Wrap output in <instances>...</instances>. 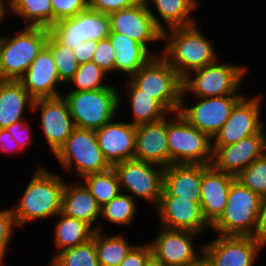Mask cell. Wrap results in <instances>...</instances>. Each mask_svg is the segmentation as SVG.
<instances>
[{
    "instance_id": "obj_24",
    "label": "cell",
    "mask_w": 266,
    "mask_h": 266,
    "mask_svg": "<svg viewBox=\"0 0 266 266\" xmlns=\"http://www.w3.org/2000/svg\"><path fill=\"white\" fill-rule=\"evenodd\" d=\"M209 165L171 164L164 169L161 196H180L200 203L202 173Z\"/></svg>"
},
{
    "instance_id": "obj_7",
    "label": "cell",
    "mask_w": 266,
    "mask_h": 266,
    "mask_svg": "<svg viewBox=\"0 0 266 266\" xmlns=\"http://www.w3.org/2000/svg\"><path fill=\"white\" fill-rule=\"evenodd\" d=\"M167 143L171 164L211 165L212 139L193 127L179 112L167 116Z\"/></svg>"
},
{
    "instance_id": "obj_4",
    "label": "cell",
    "mask_w": 266,
    "mask_h": 266,
    "mask_svg": "<svg viewBox=\"0 0 266 266\" xmlns=\"http://www.w3.org/2000/svg\"><path fill=\"white\" fill-rule=\"evenodd\" d=\"M231 62L223 63L218 59L213 64L188 73L183 77L182 98H188L190 94L191 97L246 95L240 89L250 66Z\"/></svg>"
},
{
    "instance_id": "obj_17",
    "label": "cell",
    "mask_w": 266,
    "mask_h": 266,
    "mask_svg": "<svg viewBox=\"0 0 266 266\" xmlns=\"http://www.w3.org/2000/svg\"><path fill=\"white\" fill-rule=\"evenodd\" d=\"M158 227L156 237L146 242L150 244L152 253L166 266H182L203 255L204 241L197 246L195 244H198V238L204 235L187 230L167 229L159 225Z\"/></svg>"
},
{
    "instance_id": "obj_39",
    "label": "cell",
    "mask_w": 266,
    "mask_h": 266,
    "mask_svg": "<svg viewBox=\"0 0 266 266\" xmlns=\"http://www.w3.org/2000/svg\"><path fill=\"white\" fill-rule=\"evenodd\" d=\"M18 229L11 207L0 210V258L7 259L8 248H10L12 238Z\"/></svg>"
},
{
    "instance_id": "obj_25",
    "label": "cell",
    "mask_w": 266,
    "mask_h": 266,
    "mask_svg": "<svg viewBox=\"0 0 266 266\" xmlns=\"http://www.w3.org/2000/svg\"><path fill=\"white\" fill-rule=\"evenodd\" d=\"M68 181L64 184L61 212L99 230L101 206L81 180L69 181L71 184Z\"/></svg>"
},
{
    "instance_id": "obj_21",
    "label": "cell",
    "mask_w": 266,
    "mask_h": 266,
    "mask_svg": "<svg viewBox=\"0 0 266 266\" xmlns=\"http://www.w3.org/2000/svg\"><path fill=\"white\" fill-rule=\"evenodd\" d=\"M98 145L105 159L113 166L134 159L136 126L117 117L95 131Z\"/></svg>"
},
{
    "instance_id": "obj_3",
    "label": "cell",
    "mask_w": 266,
    "mask_h": 266,
    "mask_svg": "<svg viewBox=\"0 0 266 266\" xmlns=\"http://www.w3.org/2000/svg\"><path fill=\"white\" fill-rule=\"evenodd\" d=\"M120 92L117 84H112L92 91H63L62 96L67 101L75 127L96 131L119 117V109L123 110L121 107L125 104L122 102L124 93Z\"/></svg>"
},
{
    "instance_id": "obj_13",
    "label": "cell",
    "mask_w": 266,
    "mask_h": 266,
    "mask_svg": "<svg viewBox=\"0 0 266 266\" xmlns=\"http://www.w3.org/2000/svg\"><path fill=\"white\" fill-rule=\"evenodd\" d=\"M244 96L193 97L194 104L191 105L186 102L187 98H182L178 112L193 127L213 139L228 120L234 106Z\"/></svg>"
},
{
    "instance_id": "obj_40",
    "label": "cell",
    "mask_w": 266,
    "mask_h": 266,
    "mask_svg": "<svg viewBox=\"0 0 266 266\" xmlns=\"http://www.w3.org/2000/svg\"><path fill=\"white\" fill-rule=\"evenodd\" d=\"M53 24L56 21L76 16L89 7V0H51Z\"/></svg>"
},
{
    "instance_id": "obj_46",
    "label": "cell",
    "mask_w": 266,
    "mask_h": 266,
    "mask_svg": "<svg viewBox=\"0 0 266 266\" xmlns=\"http://www.w3.org/2000/svg\"><path fill=\"white\" fill-rule=\"evenodd\" d=\"M0 151L4 154H13V152L23 153L17 142L14 140V138H12L11 133L5 128L0 129Z\"/></svg>"
},
{
    "instance_id": "obj_49",
    "label": "cell",
    "mask_w": 266,
    "mask_h": 266,
    "mask_svg": "<svg viewBox=\"0 0 266 266\" xmlns=\"http://www.w3.org/2000/svg\"><path fill=\"white\" fill-rule=\"evenodd\" d=\"M144 266H166V265L152 253L146 259Z\"/></svg>"
},
{
    "instance_id": "obj_10",
    "label": "cell",
    "mask_w": 266,
    "mask_h": 266,
    "mask_svg": "<svg viewBox=\"0 0 266 266\" xmlns=\"http://www.w3.org/2000/svg\"><path fill=\"white\" fill-rule=\"evenodd\" d=\"M112 167L122 192L136 201L143 200L149 204L147 207H152V211L158 206L163 190L164 167L135 159L116 163Z\"/></svg>"
},
{
    "instance_id": "obj_36",
    "label": "cell",
    "mask_w": 266,
    "mask_h": 266,
    "mask_svg": "<svg viewBox=\"0 0 266 266\" xmlns=\"http://www.w3.org/2000/svg\"><path fill=\"white\" fill-rule=\"evenodd\" d=\"M48 266H100L94 242V234L88 242L58 253Z\"/></svg>"
},
{
    "instance_id": "obj_26",
    "label": "cell",
    "mask_w": 266,
    "mask_h": 266,
    "mask_svg": "<svg viewBox=\"0 0 266 266\" xmlns=\"http://www.w3.org/2000/svg\"><path fill=\"white\" fill-rule=\"evenodd\" d=\"M156 25L166 31L174 27L189 26L197 23L195 11L201 0H144ZM194 14V15H193Z\"/></svg>"
},
{
    "instance_id": "obj_12",
    "label": "cell",
    "mask_w": 266,
    "mask_h": 266,
    "mask_svg": "<svg viewBox=\"0 0 266 266\" xmlns=\"http://www.w3.org/2000/svg\"><path fill=\"white\" fill-rule=\"evenodd\" d=\"M258 93L254 96L245 95L232 109L228 120L212 139V146L235 144L243 138L259 134L266 126L261 117L264 97Z\"/></svg>"
},
{
    "instance_id": "obj_8",
    "label": "cell",
    "mask_w": 266,
    "mask_h": 266,
    "mask_svg": "<svg viewBox=\"0 0 266 266\" xmlns=\"http://www.w3.org/2000/svg\"><path fill=\"white\" fill-rule=\"evenodd\" d=\"M129 79L169 113L179 111L183 78L161 55L153 56Z\"/></svg>"
},
{
    "instance_id": "obj_34",
    "label": "cell",
    "mask_w": 266,
    "mask_h": 266,
    "mask_svg": "<svg viewBox=\"0 0 266 266\" xmlns=\"http://www.w3.org/2000/svg\"><path fill=\"white\" fill-rule=\"evenodd\" d=\"M80 180L101 207L122 192L113 167L103 172L88 174Z\"/></svg>"
},
{
    "instance_id": "obj_38",
    "label": "cell",
    "mask_w": 266,
    "mask_h": 266,
    "mask_svg": "<svg viewBox=\"0 0 266 266\" xmlns=\"http://www.w3.org/2000/svg\"><path fill=\"white\" fill-rule=\"evenodd\" d=\"M235 179L261 198L266 197V153L241 171Z\"/></svg>"
},
{
    "instance_id": "obj_43",
    "label": "cell",
    "mask_w": 266,
    "mask_h": 266,
    "mask_svg": "<svg viewBox=\"0 0 266 266\" xmlns=\"http://www.w3.org/2000/svg\"><path fill=\"white\" fill-rule=\"evenodd\" d=\"M143 0H89V7L104 14L133 7Z\"/></svg>"
},
{
    "instance_id": "obj_2",
    "label": "cell",
    "mask_w": 266,
    "mask_h": 266,
    "mask_svg": "<svg viewBox=\"0 0 266 266\" xmlns=\"http://www.w3.org/2000/svg\"><path fill=\"white\" fill-rule=\"evenodd\" d=\"M195 24L163 31L161 56L183 78L193 70L215 63L219 57L214 41Z\"/></svg>"
},
{
    "instance_id": "obj_42",
    "label": "cell",
    "mask_w": 266,
    "mask_h": 266,
    "mask_svg": "<svg viewBox=\"0 0 266 266\" xmlns=\"http://www.w3.org/2000/svg\"><path fill=\"white\" fill-rule=\"evenodd\" d=\"M31 120H20L13 123L11 126L5 129L11 133L12 138L17 142L20 149L24 152L34 144L33 140V127ZM32 130V131H31ZM32 134V135H31ZM25 149V150H24Z\"/></svg>"
},
{
    "instance_id": "obj_11",
    "label": "cell",
    "mask_w": 266,
    "mask_h": 266,
    "mask_svg": "<svg viewBox=\"0 0 266 266\" xmlns=\"http://www.w3.org/2000/svg\"><path fill=\"white\" fill-rule=\"evenodd\" d=\"M49 33L62 45L71 50L86 40L100 41L110 36V20L108 14L90 7L74 17L56 21Z\"/></svg>"
},
{
    "instance_id": "obj_51",
    "label": "cell",
    "mask_w": 266,
    "mask_h": 266,
    "mask_svg": "<svg viewBox=\"0 0 266 266\" xmlns=\"http://www.w3.org/2000/svg\"><path fill=\"white\" fill-rule=\"evenodd\" d=\"M6 260L0 258V266H6Z\"/></svg>"
},
{
    "instance_id": "obj_47",
    "label": "cell",
    "mask_w": 266,
    "mask_h": 266,
    "mask_svg": "<svg viewBox=\"0 0 266 266\" xmlns=\"http://www.w3.org/2000/svg\"><path fill=\"white\" fill-rule=\"evenodd\" d=\"M254 237L266 248V197L262 198L259 224Z\"/></svg>"
},
{
    "instance_id": "obj_32",
    "label": "cell",
    "mask_w": 266,
    "mask_h": 266,
    "mask_svg": "<svg viewBox=\"0 0 266 266\" xmlns=\"http://www.w3.org/2000/svg\"><path fill=\"white\" fill-rule=\"evenodd\" d=\"M10 16L22 19L21 26L49 29L53 25L51 0H10Z\"/></svg>"
},
{
    "instance_id": "obj_18",
    "label": "cell",
    "mask_w": 266,
    "mask_h": 266,
    "mask_svg": "<svg viewBox=\"0 0 266 266\" xmlns=\"http://www.w3.org/2000/svg\"><path fill=\"white\" fill-rule=\"evenodd\" d=\"M161 227L205 234L211 226L203 217L201 203L180 196H161L153 210ZM209 230V231H208ZM205 232V233H204Z\"/></svg>"
},
{
    "instance_id": "obj_14",
    "label": "cell",
    "mask_w": 266,
    "mask_h": 266,
    "mask_svg": "<svg viewBox=\"0 0 266 266\" xmlns=\"http://www.w3.org/2000/svg\"><path fill=\"white\" fill-rule=\"evenodd\" d=\"M108 16L110 33L125 35L143 45L153 56L161 55L158 52L159 49L155 47L153 50L151 46L152 43L163 44L161 43L163 31L156 25L144 0L133 7L110 13Z\"/></svg>"
},
{
    "instance_id": "obj_15",
    "label": "cell",
    "mask_w": 266,
    "mask_h": 266,
    "mask_svg": "<svg viewBox=\"0 0 266 266\" xmlns=\"http://www.w3.org/2000/svg\"><path fill=\"white\" fill-rule=\"evenodd\" d=\"M263 250L254 236L216 235L204 242L203 254L210 266H255Z\"/></svg>"
},
{
    "instance_id": "obj_30",
    "label": "cell",
    "mask_w": 266,
    "mask_h": 266,
    "mask_svg": "<svg viewBox=\"0 0 266 266\" xmlns=\"http://www.w3.org/2000/svg\"><path fill=\"white\" fill-rule=\"evenodd\" d=\"M54 218L53 246L56 248L54 257L69 248L84 244L92 239L94 229L82 220L69 217L59 212Z\"/></svg>"
},
{
    "instance_id": "obj_45",
    "label": "cell",
    "mask_w": 266,
    "mask_h": 266,
    "mask_svg": "<svg viewBox=\"0 0 266 266\" xmlns=\"http://www.w3.org/2000/svg\"><path fill=\"white\" fill-rule=\"evenodd\" d=\"M97 48V41L86 40L73 49V53L79 64L91 62L94 51Z\"/></svg>"
},
{
    "instance_id": "obj_27",
    "label": "cell",
    "mask_w": 266,
    "mask_h": 266,
    "mask_svg": "<svg viewBox=\"0 0 266 266\" xmlns=\"http://www.w3.org/2000/svg\"><path fill=\"white\" fill-rule=\"evenodd\" d=\"M34 100L19 80H0V129L28 120L25 114L33 112Z\"/></svg>"
},
{
    "instance_id": "obj_9",
    "label": "cell",
    "mask_w": 266,
    "mask_h": 266,
    "mask_svg": "<svg viewBox=\"0 0 266 266\" xmlns=\"http://www.w3.org/2000/svg\"><path fill=\"white\" fill-rule=\"evenodd\" d=\"M54 156L63 168L62 172L74 171L78 180L112 167L98 145L94 130L76 127Z\"/></svg>"
},
{
    "instance_id": "obj_6",
    "label": "cell",
    "mask_w": 266,
    "mask_h": 266,
    "mask_svg": "<svg viewBox=\"0 0 266 266\" xmlns=\"http://www.w3.org/2000/svg\"><path fill=\"white\" fill-rule=\"evenodd\" d=\"M262 198L234 179L223 214L211 226L215 235L255 236Z\"/></svg>"
},
{
    "instance_id": "obj_1",
    "label": "cell",
    "mask_w": 266,
    "mask_h": 266,
    "mask_svg": "<svg viewBox=\"0 0 266 266\" xmlns=\"http://www.w3.org/2000/svg\"><path fill=\"white\" fill-rule=\"evenodd\" d=\"M35 168L22 196L11 207L18 229H24L26 224L30 225L34 221L54 219L62 210L65 177L50 171L45 165Z\"/></svg>"
},
{
    "instance_id": "obj_48",
    "label": "cell",
    "mask_w": 266,
    "mask_h": 266,
    "mask_svg": "<svg viewBox=\"0 0 266 266\" xmlns=\"http://www.w3.org/2000/svg\"><path fill=\"white\" fill-rule=\"evenodd\" d=\"M9 15H10V0H0V24H2L3 21L5 22L6 18L9 19L8 18L10 17Z\"/></svg>"
},
{
    "instance_id": "obj_37",
    "label": "cell",
    "mask_w": 266,
    "mask_h": 266,
    "mask_svg": "<svg viewBox=\"0 0 266 266\" xmlns=\"http://www.w3.org/2000/svg\"><path fill=\"white\" fill-rule=\"evenodd\" d=\"M46 47L51 51L60 81L66 86L79 68L73 50L60 44L50 33Z\"/></svg>"
},
{
    "instance_id": "obj_44",
    "label": "cell",
    "mask_w": 266,
    "mask_h": 266,
    "mask_svg": "<svg viewBox=\"0 0 266 266\" xmlns=\"http://www.w3.org/2000/svg\"><path fill=\"white\" fill-rule=\"evenodd\" d=\"M151 254L152 250L148 242L139 243L129 252L119 266H144L146 259Z\"/></svg>"
},
{
    "instance_id": "obj_33",
    "label": "cell",
    "mask_w": 266,
    "mask_h": 266,
    "mask_svg": "<svg viewBox=\"0 0 266 266\" xmlns=\"http://www.w3.org/2000/svg\"><path fill=\"white\" fill-rule=\"evenodd\" d=\"M139 206L138 201L134 200L129 194L121 192L101 207L100 218L104 219V223L102 221L99 224V230L105 232V227H102V225H107L106 222L122 227V229L123 226H133L136 215L140 213Z\"/></svg>"
},
{
    "instance_id": "obj_20",
    "label": "cell",
    "mask_w": 266,
    "mask_h": 266,
    "mask_svg": "<svg viewBox=\"0 0 266 266\" xmlns=\"http://www.w3.org/2000/svg\"><path fill=\"white\" fill-rule=\"evenodd\" d=\"M19 81L34 99L60 97L62 90L66 89L60 81L51 51L46 46ZM60 87L63 89L60 90Z\"/></svg>"
},
{
    "instance_id": "obj_23",
    "label": "cell",
    "mask_w": 266,
    "mask_h": 266,
    "mask_svg": "<svg viewBox=\"0 0 266 266\" xmlns=\"http://www.w3.org/2000/svg\"><path fill=\"white\" fill-rule=\"evenodd\" d=\"M234 179V176L218 171L212 165L203 171L200 203L203 217L210 226L223 214Z\"/></svg>"
},
{
    "instance_id": "obj_29",
    "label": "cell",
    "mask_w": 266,
    "mask_h": 266,
    "mask_svg": "<svg viewBox=\"0 0 266 266\" xmlns=\"http://www.w3.org/2000/svg\"><path fill=\"white\" fill-rule=\"evenodd\" d=\"M125 102L131 110L132 125L159 121L170 113L154 98L139 89L129 78L124 81ZM127 100V101H126Z\"/></svg>"
},
{
    "instance_id": "obj_28",
    "label": "cell",
    "mask_w": 266,
    "mask_h": 266,
    "mask_svg": "<svg viewBox=\"0 0 266 266\" xmlns=\"http://www.w3.org/2000/svg\"><path fill=\"white\" fill-rule=\"evenodd\" d=\"M109 39L115 51L114 73L118 72L120 78H130L153 57L143 45L125 35L110 33Z\"/></svg>"
},
{
    "instance_id": "obj_35",
    "label": "cell",
    "mask_w": 266,
    "mask_h": 266,
    "mask_svg": "<svg viewBox=\"0 0 266 266\" xmlns=\"http://www.w3.org/2000/svg\"><path fill=\"white\" fill-rule=\"evenodd\" d=\"M110 78L111 77H108V74L93 61L83 63L79 65L73 78L65 86L67 90L64 91H92L110 87L113 84L108 82Z\"/></svg>"
},
{
    "instance_id": "obj_31",
    "label": "cell",
    "mask_w": 266,
    "mask_h": 266,
    "mask_svg": "<svg viewBox=\"0 0 266 266\" xmlns=\"http://www.w3.org/2000/svg\"><path fill=\"white\" fill-rule=\"evenodd\" d=\"M125 235V236H124ZM125 233L109 234L94 231V242L100 266H119L129 252L137 245L131 243Z\"/></svg>"
},
{
    "instance_id": "obj_16",
    "label": "cell",
    "mask_w": 266,
    "mask_h": 266,
    "mask_svg": "<svg viewBox=\"0 0 266 266\" xmlns=\"http://www.w3.org/2000/svg\"><path fill=\"white\" fill-rule=\"evenodd\" d=\"M33 114L49 152L55 155L76 128L69 106L63 96L55 98H38L33 103ZM39 112V113H38ZM37 113V114H36Z\"/></svg>"
},
{
    "instance_id": "obj_5",
    "label": "cell",
    "mask_w": 266,
    "mask_h": 266,
    "mask_svg": "<svg viewBox=\"0 0 266 266\" xmlns=\"http://www.w3.org/2000/svg\"><path fill=\"white\" fill-rule=\"evenodd\" d=\"M3 34L0 37V80H19L46 46L49 29L21 26L14 33Z\"/></svg>"
},
{
    "instance_id": "obj_19",
    "label": "cell",
    "mask_w": 266,
    "mask_h": 266,
    "mask_svg": "<svg viewBox=\"0 0 266 266\" xmlns=\"http://www.w3.org/2000/svg\"><path fill=\"white\" fill-rule=\"evenodd\" d=\"M211 165L218 171L236 177L253 161L266 153V128L259 134L243 138L235 144L212 146Z\"/></svg>"
},
{
    "instance_id": "obj_50",
    "label": "cell",
    "mask_w": 266,
    "mask_h": 266,
    "mask_svg": "<svg viewBox=\"0 0 266 266\" xmlns=\"http://www.w3.org/2000/svg\"><path fill=\"white\" fill-rule=\"evenodd\" d=\"M182 266H210L207 258L203 254L201 257H199L196 261L184 264Z\"/></svg>"
},
{
    "instance_id": "obj_41",
    "label": "cell",
    "mask_w": 266,
    "mask_h": 266,
    "mask_svg": "<svg viewBox=\"0 0 266 266\" xmlns=\"http://www.w3.org/2000/svg\"><path fill=\"white\" fill-rule=\"evenodd\" d=\"M92 61L101 69H103L108 75L113 76L115 51L110 43L109 37L97 42V48L94 51Z\"/></svg>"
},
{
    "instance_id": "obj_22",
    "label": "cell",
    "mask_w": 266,
    "mask_h": 266,
    "mask_svg": "<svg viewBox=\"0 0 266 266\" xmlns=\"http://www.w3.org/2000/svg\"><path fill=\"white\" fill-rule=\"evenodd\" d=\"M134 159L169 166L167 116L159 121L136 126Z\"/></svg>"
}]
</instances>
